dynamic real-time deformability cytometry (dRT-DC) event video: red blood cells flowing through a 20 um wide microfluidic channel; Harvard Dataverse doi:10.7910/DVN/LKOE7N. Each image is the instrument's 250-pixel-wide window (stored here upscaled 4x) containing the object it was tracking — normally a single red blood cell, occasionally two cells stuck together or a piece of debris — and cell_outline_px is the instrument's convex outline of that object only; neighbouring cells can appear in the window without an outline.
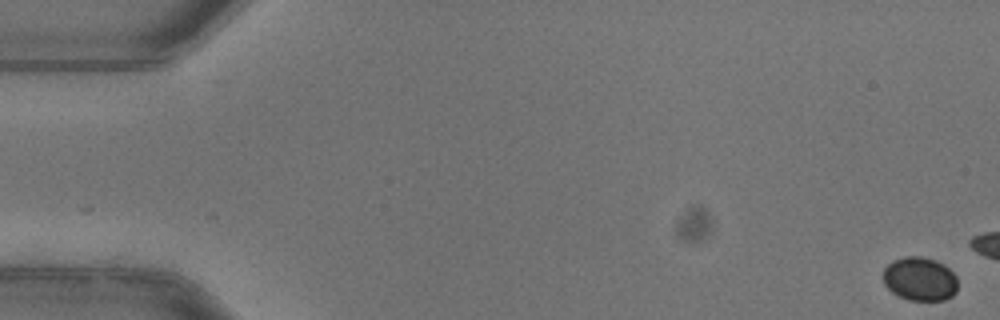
{"species": "common noctule bat (a hibernating species)", "species_latin": "Nyctalus noctula", "temperature_condition": "warm", "stored_images_in_passage": 13, "camera_frame_rate_fps": 3000, "um_per_image_px": 0.085, "animal": {"sex": "female"}, "frame": {"image": 1, "passage_image": 1, "time_ms": 0.0, "image_size_px": [1000, 320], "cell_outline_px": [[956, 292], [952, 296], [944, 300], [908, 300], [892, 292], [884, 284], [884, 268], [892, 260], [904, 256], [920, 256], [936, 260], [944, 264], [956, 276]], "centroid_in_image_um": [78.18, 23.7], "position_along_channel_um": 6.8, "area_um2": 19.02}}